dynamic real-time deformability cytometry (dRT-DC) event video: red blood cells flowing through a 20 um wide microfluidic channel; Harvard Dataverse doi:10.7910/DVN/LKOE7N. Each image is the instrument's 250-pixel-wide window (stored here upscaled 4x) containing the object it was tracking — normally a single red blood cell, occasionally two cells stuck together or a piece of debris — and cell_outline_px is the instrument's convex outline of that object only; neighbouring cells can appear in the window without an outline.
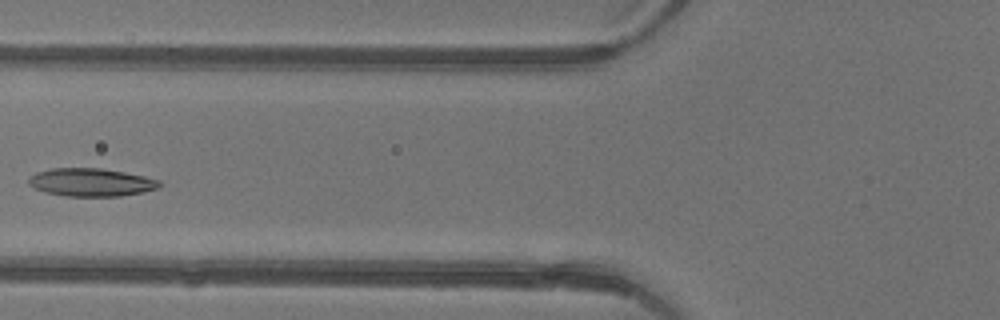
{"species": "common noctule bat (a hibernating species)", "species_latin": "Nyctalus noctula", "temperature_condition": "warm", "stored_images_in_passage": 3, "camera_frame_rate_fps": 3000, "um_per_image_px": 0.085, "animal": {"sex": "female"}, "frame": {"image": 1, "passage_image": 3, "time_ms": 0.667, "image_size_px": [1000, 320], "cell_outline_px": [[160, 188], [144, 192], [120, 196], [68, 196], [44, 192], [28, 184], [28, 176], [36, 172], [52, 168], [100, 168], [124, 172], [144, 176], [160, 180]], "centroid_in_image_um": [7.74, 15.49], "position_along_channel_um": 118.1, "area_um2": 21.44}}